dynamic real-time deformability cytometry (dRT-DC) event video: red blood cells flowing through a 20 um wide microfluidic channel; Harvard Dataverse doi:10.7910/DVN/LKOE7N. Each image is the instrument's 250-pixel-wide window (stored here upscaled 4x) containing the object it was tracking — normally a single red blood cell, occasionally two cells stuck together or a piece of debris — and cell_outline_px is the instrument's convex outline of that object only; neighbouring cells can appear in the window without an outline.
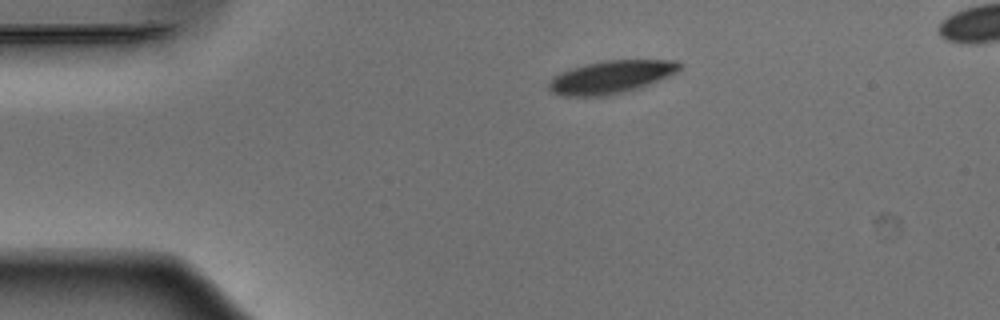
{"species": "Egyptian fruit bat (a non-hibernating species)", "species_latin": "Rousettus aegyptiacus", "temperature_condition": "warm", "stored_images_in_passage": 43, "camera_frame_rate_fps": 3000, "um_per_image_px": 0.085, "animal": {"sex": "male"}, "frame": {"image": 1, "passage_image": 1, "time_ms": 0.0, "image_size_px": [1000, 320], "cell_outline_px": [[680, 68], [676, 72], [660, 80], [612, 96], [564, 96], [552, 92], [548, 88], [548, 84], [552, 76], [560, 72], [572, 68], [604, 60], [680, 60]], "centroid_in_image_um": [51.91, 6.55], "position_along_channel_um": 33.1, "area_um2": 24.97}}
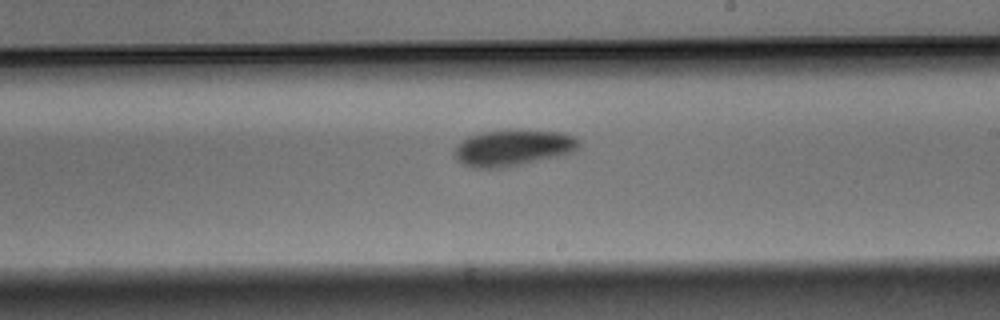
{"frame": {"image": 2, "passage_image": 21, "time_ms": 6.667, "image_size_px": [1000, 320], "cell_outline_px": [[580, 148], [576, 152], [508, 168], [472, 168], [456, 160], [456, 148], [468, 136], [484, 132], [520, 128], [564, 132], [580, 140]], "centroid_in_image_um": [43.7, 12.55], "position_along_channel_um": 245.3, "area_um2": 26.93}}
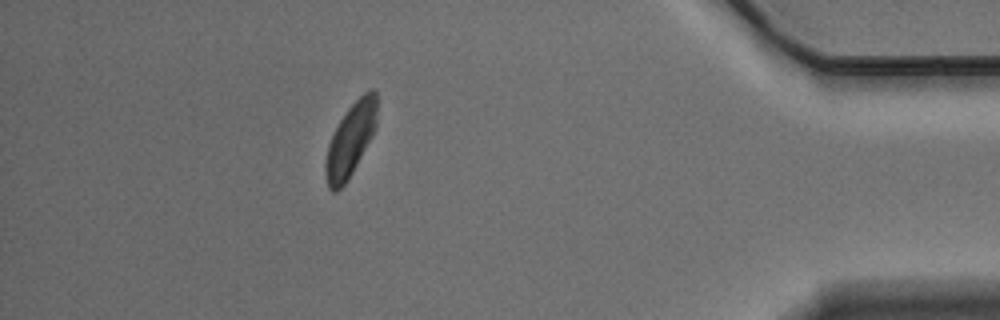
{"frame": {"image": 3, "passage_image": 37, "time_ms": 12.0, "image_size_px": [1000, 320], "cell_outline_px": [[376, 124], [372, 136], [348, 180], [336, 192], [332, 192], [328, 188], [324, 172], [324, 164], [328, 144], [340, 120], [348, 108], [368, 88], [376, 88]], "centroid_in_image_um": [29.78, 11.89], "position_along_channel_um": 405.4, "area_um2": 21.79}}